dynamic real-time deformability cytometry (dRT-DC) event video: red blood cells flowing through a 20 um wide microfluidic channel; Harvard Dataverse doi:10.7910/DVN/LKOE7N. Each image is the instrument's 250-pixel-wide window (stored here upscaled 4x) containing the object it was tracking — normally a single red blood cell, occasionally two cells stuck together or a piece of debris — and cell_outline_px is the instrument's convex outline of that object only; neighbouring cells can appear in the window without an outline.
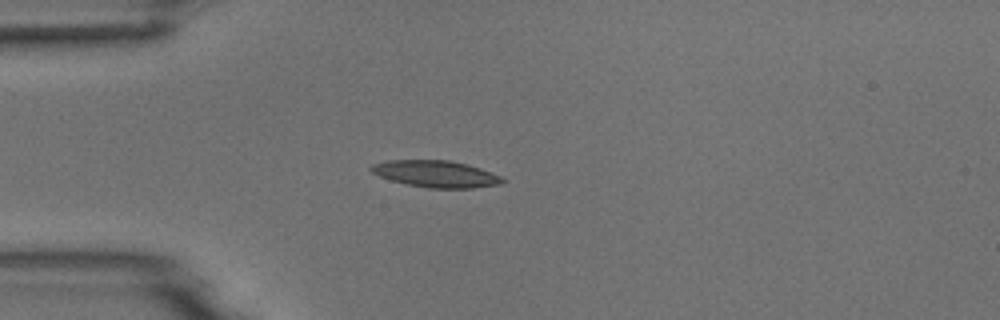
{"species": "common noctule bat (a hibernating species)", "species_latin": "Nyctalus noctula", "temperature_condition": "room temperature", "stored_images_in_passage": 4, "camera_frame_rate_fps": 3000, "um_per_image_px": 0.085, "animal": {"sex": "male", "body_mass_g": 18.8}, "frame": {"image": 1, "passage_image": 4, "time_ms": 3.333, "image_size_px": [1000, 320], "cell_outline_px": [[508, 180], [500, 184], [472, 188], [428, 188], [408, 184], [392, 180], [380, 176], [372, 172], [368, 168], [372, 164], [388, 160], [448, 160], [480, 168], [500, 176]], "centroid_in_image_um": [37.05, 14.78], "position_along_channel_um": 48.0, "area_um2": 20.29}}